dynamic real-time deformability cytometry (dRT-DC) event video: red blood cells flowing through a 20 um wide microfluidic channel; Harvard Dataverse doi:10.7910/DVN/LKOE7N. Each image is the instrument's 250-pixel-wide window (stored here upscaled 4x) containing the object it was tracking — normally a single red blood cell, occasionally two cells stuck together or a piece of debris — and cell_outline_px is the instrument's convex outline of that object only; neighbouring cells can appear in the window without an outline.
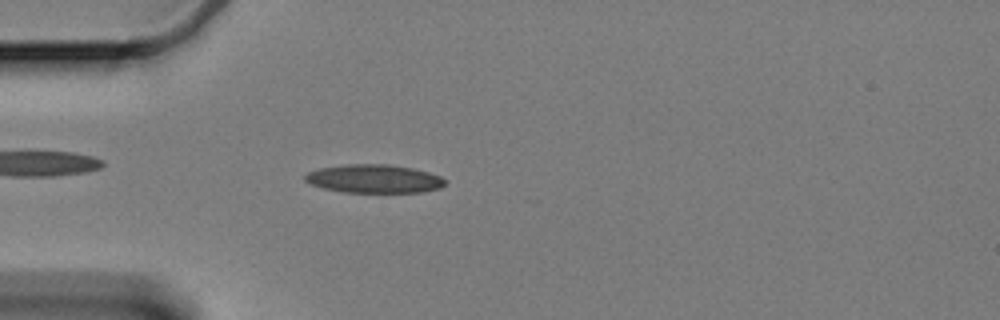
{"species": "Egyptian fruit bat (a non-hibernating species)", "species_latin": "Rousettus aegyptiacus", "temperature_condition": "cold", "stored_images_in_passage": 21, "camera_frame_rate_fps": 3000, "um_per_image_px": 0.085, "animal": {"sex": "female"}, "frame": {"image": 1, "passage_image": 9, "time_ms": 2.667, "image_size_px": [1000, 320], "cell_outline_px": [[444, 184], [440, 188], [420, 192], [344, 192], [324, 188], [312, 184], [304, 180], [304, 176], [308, 172], [320, 168], [348, 164], [388, 164], [412, 168], [428, 172], [440, 176], [444, 180]], "centroid_in_image_um": [31.78, 15.19], "position_along_channel_um": 53.2, "area_um2": 22.95}}
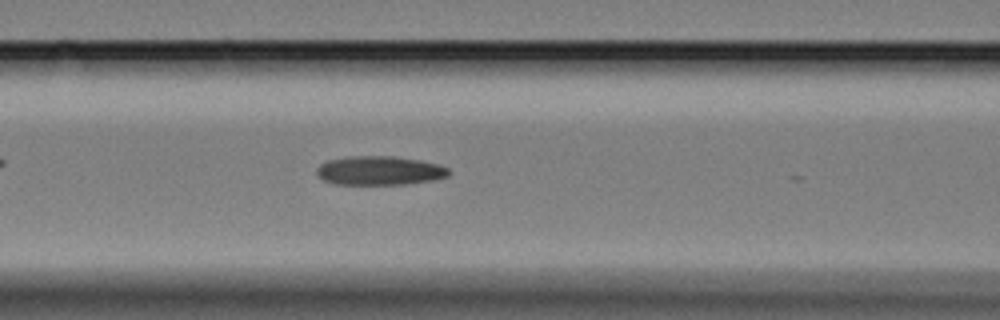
{"frame": {"image": 2, "passage_image": 17, "time_ms": 5.333, "image_size_px": [1000, 320], "cell_outline_px": [[452, 172], [448, 176], [436, 180], [404, 184], [336, 184], [324, 180], [316, 172], [316, 168], [320, 164], [328, 160], [348, 156], [392, 156], [420, 160], [440, 164], [448, 168]], "centroid_in_image_um": [32.31, 14.49], "position_along_channel_um": 134.3, "area_um2": 22.43}}
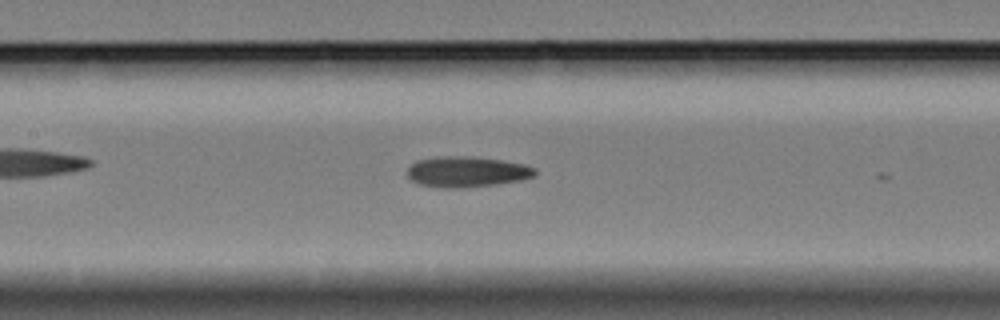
{"frame": {"image": 3, "passage_image": 20, "time_ms": 6.333, "image_size_px": [1000, 320], "cell_outline_px": [[536, 176], [524, 180], [496, 184], [460, 188], [448, 188], [420, 184], [412, 180], [408, 176], [408, 168], [416, 160], [452, 156], [464, 156], [500, 160], [524, 164], [536, 168]], "centroid_in_image_um": [39.74, 14.61], "position_along_channel_um": 167.7, "area_um2": 22.54}}